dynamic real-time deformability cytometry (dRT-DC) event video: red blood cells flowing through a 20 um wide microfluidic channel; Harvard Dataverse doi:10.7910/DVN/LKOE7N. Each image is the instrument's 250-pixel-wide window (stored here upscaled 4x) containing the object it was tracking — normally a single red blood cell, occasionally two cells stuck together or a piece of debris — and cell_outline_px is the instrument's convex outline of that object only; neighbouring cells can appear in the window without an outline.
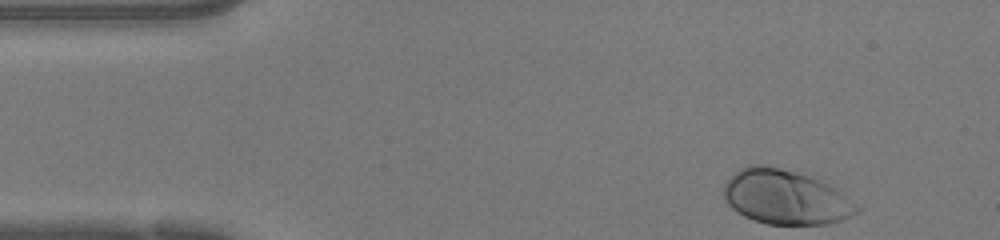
{"species": "human", "species_latin": "Homo sapiens", "temperature_condition": "warm", "stored_images_in_passage": 35, "camera_frame_rate_fps": 3000, "um_per_image_px": 0.085, "donor": {"sex": "female"}, "frame": {"image": 1, "passage_image": 1, "time_ms": 0.0, "image_size_px": [1000, 240], "cell_outline_px": [[860, 212], [840, 220], [828, 224], [768, 224], [752, 220], [744, 216], [732, 208], [724, 200], [724, 184], [740, 168], [748, 164], [760, 164], [780, 168], [808, 176], [820, 180], [828, 184], [860, 208]], "centroid_in_image_um": [66.73, 16.76], "position_along_channel_um": 18.3, "area_um2": 41.79}}
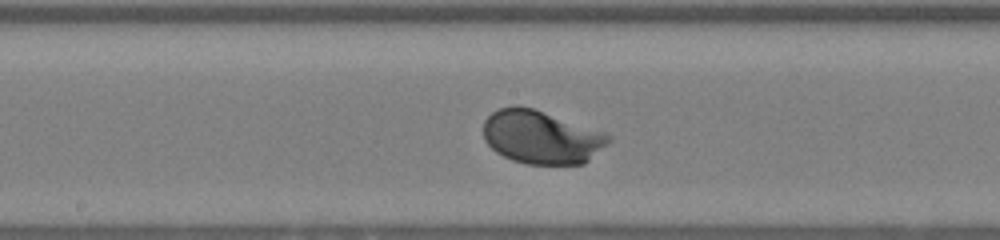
{"frame": {"image": 2, "passage_image": 20, "time_ms": 6.333, "image_size_px": [1000, 240], "cell_outline_px": [[612, 140], [608, 144], [584, 164], [528, 164], [512, 160], [496, 152], [484, 140], [484, 120], [492, 112], [500, 108], [516, 104], [532, 108], [608, 132], [612, 136]], "centroid_in_image_um": [46.05, 11.64], "position_along_channel_um": 202.1, "area_um2": 39.25}}
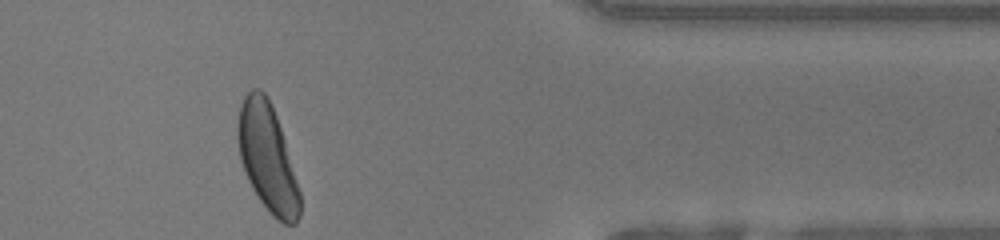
{"frame": {"image": 3, "passage_image": 35, "time_ms": 11.333, "image_size_px": [1000, 240], "cell_outline_px": [[300, 216], [296, 224], [284, 224], [272, 216], [260, 200], [252, 188], [248, 180], [240, 160], [236, 136], [236, 128], [240, 104], [244, 96], [252, 88], [260, 88], [268, 96], [276, 116], [284, 140], [300, 192]], "centroid_in_image_um": [22.7, 13.39], "position_along_channel_um": 388.7, "area_um2": 38.84}, "authors_computed_cell_mechanics": {"area_um2": 38.148, "velocity_mm_per_s": 4.2572, "shape_relaxation_time_tau1_ms": 1.3918, "shape_relaxation_time_tau2_ms": null, "deformation_change_tau1": 0.1295, "deformation_change_tau2": null}}